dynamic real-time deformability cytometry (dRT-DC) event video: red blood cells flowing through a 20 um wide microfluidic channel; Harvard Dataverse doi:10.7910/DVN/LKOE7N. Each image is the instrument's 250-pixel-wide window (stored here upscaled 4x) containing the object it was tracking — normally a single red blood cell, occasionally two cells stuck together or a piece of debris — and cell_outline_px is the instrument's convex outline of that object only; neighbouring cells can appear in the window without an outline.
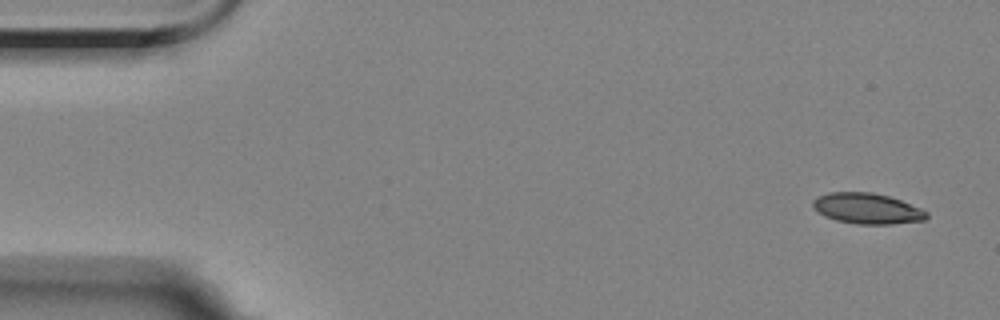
{"species": "Egyptian fruit bat (a non-hibernating species)", "species_latin": "Rousettus aegyptiacus", "temperature_condition": "room temperature", "stored_images_in_passage": 4, "camera_frame_rate_fps": 3000, "um_per_image_px": 0.085, "animal": {"sex": "female"}, "frame": {"image": 1, "passage_image": 1, "time_ms": 0.0, "image_size_px": [1000, 320], "cell_outline_px": [[928, 216], [924, 220], [892, 224], [856, 224], [836, 220], [824, 216], [812, 208], [812, 200], [816, 196], [828, 192], [872, 192], [888, 196], [900, 200], [920, 208], [928, 212]], "centroid_in_image_um": [73.66, 17.72], "position_along_channel_um": 11.3, "area_um2": 20.46}}